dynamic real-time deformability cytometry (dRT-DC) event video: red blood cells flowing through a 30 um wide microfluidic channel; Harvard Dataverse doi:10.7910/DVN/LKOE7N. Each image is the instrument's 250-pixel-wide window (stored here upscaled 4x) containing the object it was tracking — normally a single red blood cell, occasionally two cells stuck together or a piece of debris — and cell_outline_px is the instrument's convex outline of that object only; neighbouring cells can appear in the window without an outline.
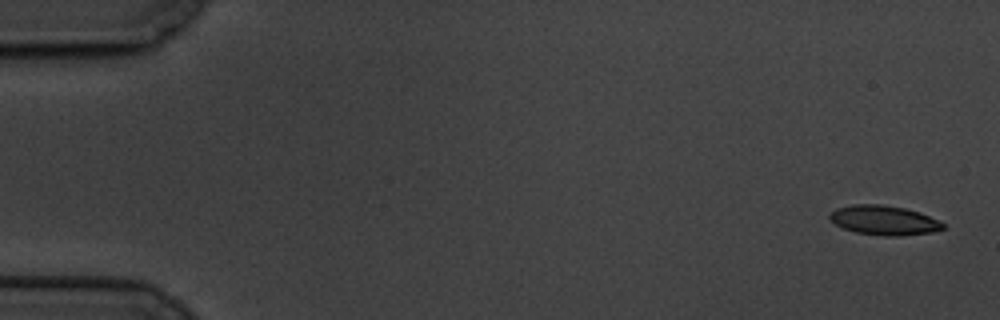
{"species": "common noctule bat (a hibernating species)", "species_latin": "Nyctalus noctula", "temperature_condition": "cold", "stored_images_in_passage": 6, "camera_frame_rate_fps": 3000, "um_per_image_px": 0.085, "animal": {"sex": "male", "body_mass_g": 19.5, "forearm_length_mm": 54.6}, "frame": {"image": 1, "passage_image": 1, "time_ms": 0.0, "image_size_px": [1000, 320], "cell_outline_px": [[944, 228], [932, 232], [900, 236], [884, 236], [856, 232], [840, 228], [828, 216], [836, 208], [852, 204], [880, 204], [904, 208], [920, 212], [940, 220], [944, 224]], "centroid_in_image_um": [75.14, 18.72], "position_along_channel_um": 9.9, "area_um2": 19.54}}